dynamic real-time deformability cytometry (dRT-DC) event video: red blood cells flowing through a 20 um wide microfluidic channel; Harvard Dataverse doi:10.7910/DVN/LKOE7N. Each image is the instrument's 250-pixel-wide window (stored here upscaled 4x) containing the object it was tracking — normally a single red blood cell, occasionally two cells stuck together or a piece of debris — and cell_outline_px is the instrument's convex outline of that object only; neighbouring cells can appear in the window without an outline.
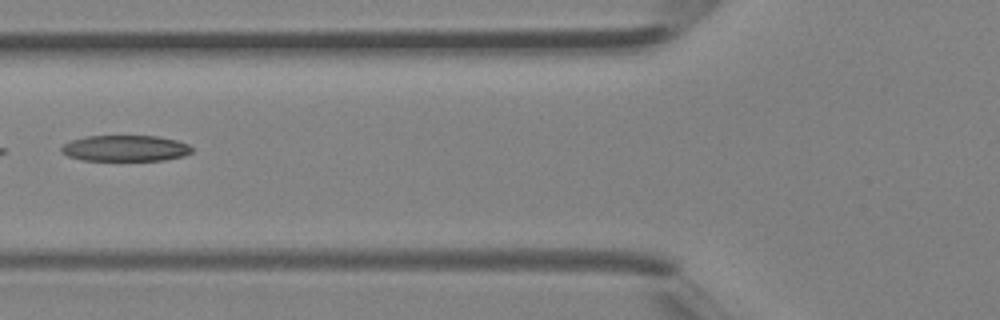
{"species": "Egyptian fruit bat (a non-hibernating species)", "species_latin": "Rousettus aegyptiacus", "temperature_condition": "room temperature", "stored_images_in_passage": 38, "camera_frame_rate_fps": 3000, "um_per_image_px": 0.085, "animal": {"sex": "female"}, "frame": {"image": 1, "passage_image": 15, "time_ms": 4.667, "image_size_px": [1000, 320], "cell_outline_px": [[192, 152], [184, 156], [164, 160], [84, 160], [68, 156], [60, 152], [60, 148], [64, 144], [72, 140], [88, 136], [156, 136], [176, 140], [188, 144], [192, 148]], "centroid_in_image_um": [10.65, 12.6], "position_along_channel_um": 115.1, "area_um2": 19.71}}
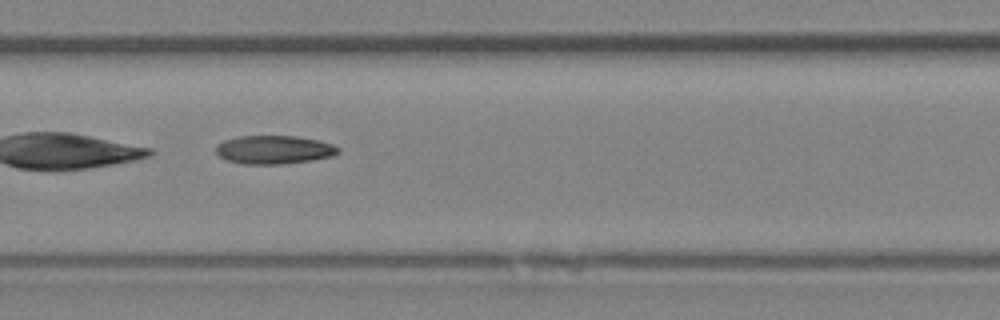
{"frame": {"image": 2, "passage_image": 19, "time_ms": 6.0, "image_size_px": [1000, 320], "cell_outline_px": [[340, 152], [332, 156], [312, 160], [284, 164], [244, 164], [224, 160], [216, 152], [216, 144], [224, 140], [236, 136], [296, 136], [316, 140], [332, 144], [340, 148]], "centroid_in_image_um": [23.26, 12.73], "position_along_channel_um": 184.1, "area_um2": 20.4}}
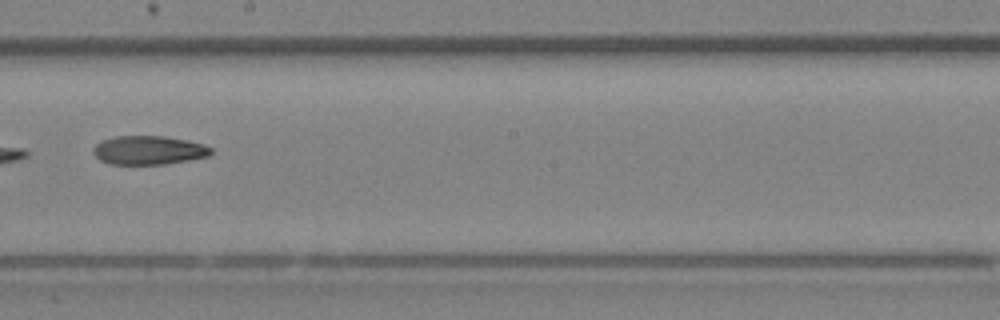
{"frame": {"image": 3, "passage_image": 22, "time_ms": 7.0, "image_size_px": [1000, 320], "cell_outline_px": [[212, 152], [208, 156], [188, 160], [164, 164], [108, 164], [100, 160], [92, 152], [92, 148], [100, 140], [116, 136], [164, 136], [188, 140], [204, 144], [212, 148]], "centroid_in_image_um": [12.61, 12.76], "position_along_channel_um": 235.6, "area_um2": 19.88}}